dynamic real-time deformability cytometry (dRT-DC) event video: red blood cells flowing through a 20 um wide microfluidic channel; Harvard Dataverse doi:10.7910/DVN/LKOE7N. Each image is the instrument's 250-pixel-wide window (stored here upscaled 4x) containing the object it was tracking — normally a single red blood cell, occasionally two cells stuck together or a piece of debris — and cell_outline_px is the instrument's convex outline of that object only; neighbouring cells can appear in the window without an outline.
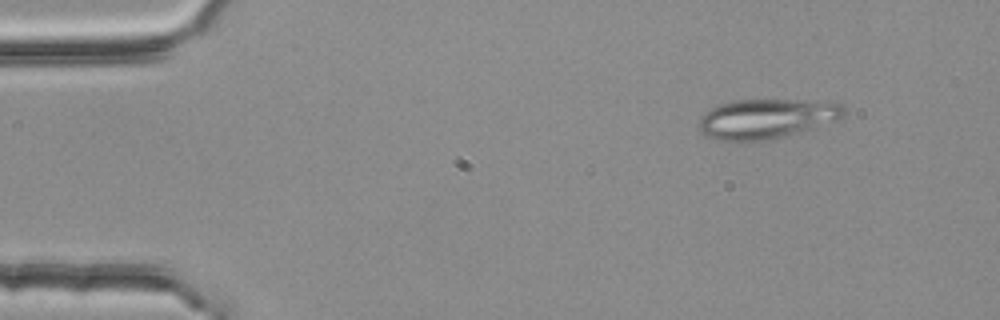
{"species": "common noctule bat (a hibernating species)", "species_latin": "Nyctalus noctula", "temperature_condition": "room temperature", "stored_images_in_passage": 3, "camera_frame_rate_fps": 3000, "um_per_image_px": 0.085, "animal": {"sex": "female", "body_mass_g": 25.1}, "frame": {"image": 1, "passage_image": 1, "time_ms": 0.0, "image_size_px": [1000, 320], "cell_outline_px": [[844, 116], [836, 120], [804, 132], [764, 140], [724, 140], [704, 136], [696, 124], [704, 112], [720, 104], [736, 100], [836, 100], [844, 108]], "centroid_in_image_um": [65.19, 10.07], "position_along_channel_um": 19.8, "area_um2": 33.81}}